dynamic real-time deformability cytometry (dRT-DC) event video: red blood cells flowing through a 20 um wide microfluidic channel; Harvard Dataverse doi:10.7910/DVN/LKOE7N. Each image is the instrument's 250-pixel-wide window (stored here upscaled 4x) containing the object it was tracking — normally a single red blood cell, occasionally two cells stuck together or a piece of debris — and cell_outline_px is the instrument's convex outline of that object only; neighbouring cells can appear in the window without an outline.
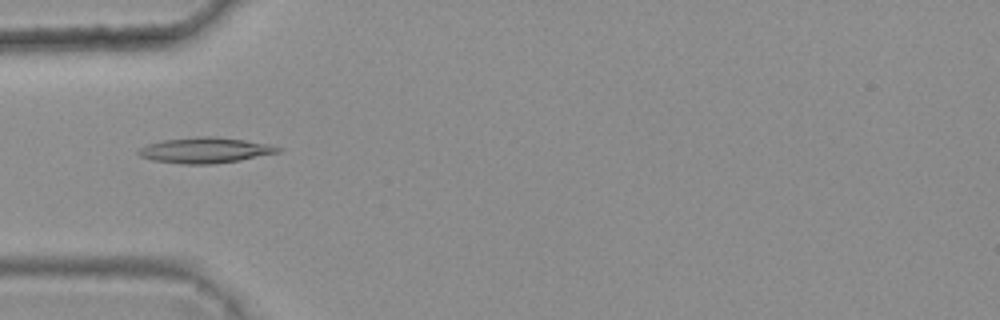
{"species": "common noctule bat (a hibernating species)", "species_latin": "Nyctalus noctula", "temperature_condition": "warm", "stored_images_in_passage": 7, "camera_frame_rate_fps": 3000, "um_per_image_px": 0.085, "animal": {"sex": "female", "body_mass_g": 25.1}, "frame": {"image": 1, "passage_image": 5, "time_ms": 1.333, "image_size_px": [1000, 320], "cell_outline_px": [[284, 148], [280, 152], [240, 160], [212, 164], [184, 164], [152, 160], [140, 156], [136, 152], [140, 148], [148, 144], [160, 140], [196, 136], [212, 136], [244, 140], [268, 144]], "centroid_in_image_um": [17.42, 12.76], "position_along_channel_um": 67.6, "area_um2": 20.87}}
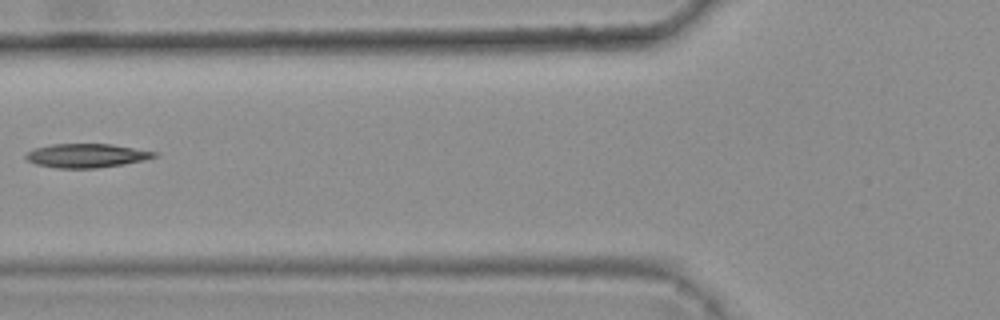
{"frame": {"image": 2, "passage_image": 6, "time_ms": 1.667, "image_size_px": [1000, 320], "cell_outline_px": [[160, 156], [144, 160], [124, 164], [96, 168], [56, 168], [36, 164], [28, 160], [24, 156], [28, 152], [36, 148], [52, 144], [112, 144], [156, 152]], "centroid_in_image_um": [7.38, 13.23], "position_along_channel_um": 118.4, "area_um2": 17.8}}
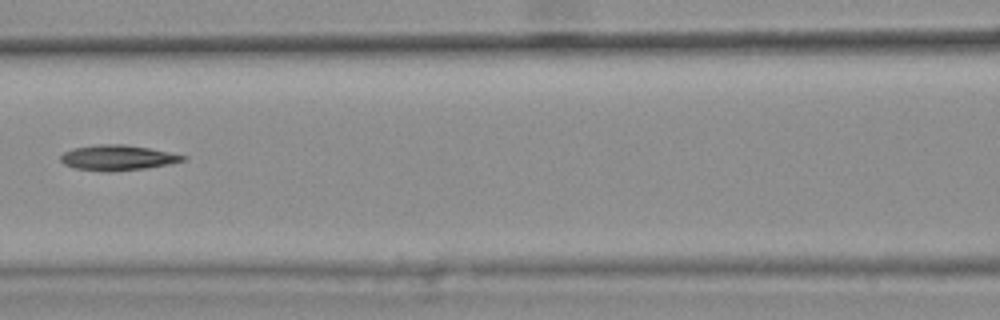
{"frame": {"image": 3, "passage_image": 7, "time_ms": 2.0, "image_size_px": [1000, 320], "cell_outline_px": [[188, 160], [168, 164], [144, 168], [112, 172], [104, 172], [72, 168], [64, 164], [60, 160], [60, 156], [64, 152], [72, 148], [96, 144], [124, 144], [148, 148], [188, 156]], "centroid_in_image_um": [9.96, 13.41], "position_along_channel_um": 156.6, "area_um2": 18.21}}